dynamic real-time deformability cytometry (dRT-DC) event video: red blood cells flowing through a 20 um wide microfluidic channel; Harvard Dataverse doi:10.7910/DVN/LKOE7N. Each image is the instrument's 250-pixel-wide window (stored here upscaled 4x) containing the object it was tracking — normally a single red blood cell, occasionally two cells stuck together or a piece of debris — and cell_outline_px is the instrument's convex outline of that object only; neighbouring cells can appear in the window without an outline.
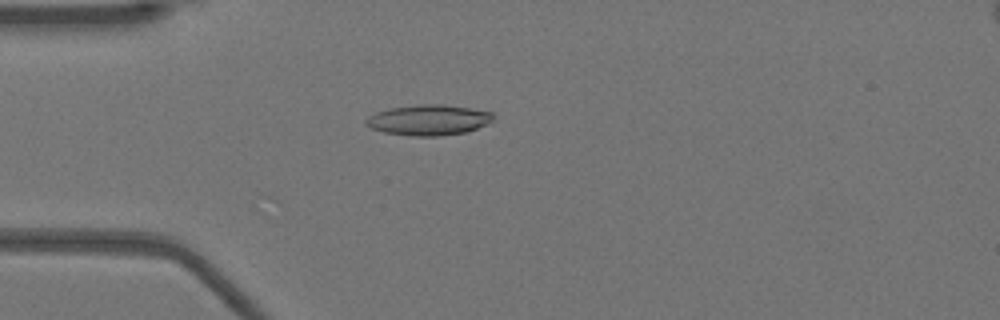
{"species": "Egyptian fruit bat (a non-hibernating species)", "species_latin": "Rousettus aegyptiacus", "temperature_condition": "warm", "stored_images_in_passage": 14, "camera_frame_rate_fps": 3000, "um_per_image_px": 0.085, "animal": {"sex": "female"}, "frame": {"image": 1, "passage_image": 14, "time_ms": 4.333, "image_size_px": [1000, 320], "cell_outline_px": [[496, 116], [488, 124], [468, 132], [440, 136], [412, 136], [384, 132], [372, 128], [364, 124], [364, 120], [368, 116], [376, 112], [388, 108], [420, 104], [444, 104], [472, 108], [492, 112]], "centroid_in_image_um": [36.45, 10.19], "position_along_channel_um": 48.5, "area_um2": 23.0}}